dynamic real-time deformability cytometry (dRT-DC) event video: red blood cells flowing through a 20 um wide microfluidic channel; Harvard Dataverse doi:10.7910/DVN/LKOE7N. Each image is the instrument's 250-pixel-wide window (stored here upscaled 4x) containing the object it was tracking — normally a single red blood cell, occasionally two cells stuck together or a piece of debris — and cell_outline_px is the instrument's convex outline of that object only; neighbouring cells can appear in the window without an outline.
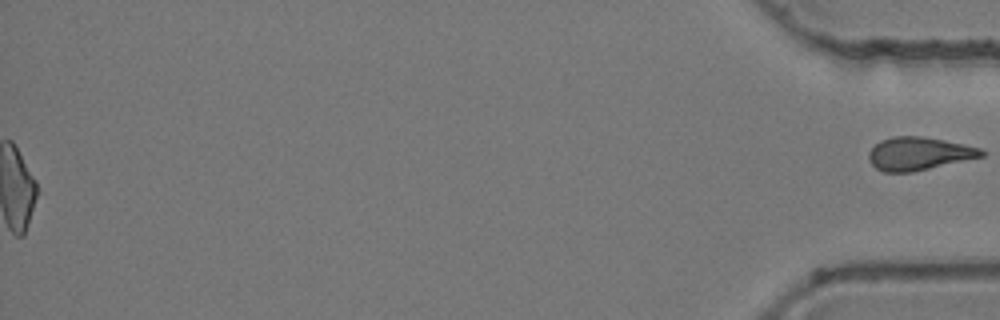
{"species": "common noctule bat (a hibernating species)", "species_latin": "Nyctalus noctula", "temperature_condition": "room temperature", "stored_images_in_passage": 55, "segment_of_instrument_passage": [2, 2], "camera_frame_rate_fps": 3000, "um_per_image_px": 0.085, "animal": {"sex": "female", "body_mass_g": 24.6, "forearm_length_mm": 56.2}, "frame": {"image": 1, "passage_image": 55, "time_ms": 18.0, "image_size_px": [1000, 320], "cell_outline_px": [[984, 156], [912, 172], [884, 172], [876, 168], [868, 160], [868, 152], [880, 140], [892, 136], [920, 136], [944, 140], [964, 144], [980, 148], [984, 152]], "centroid_in_image_um": [78.07, 13.05], "position_along_channel_um": 357.1, "area_um2": 21.62}}